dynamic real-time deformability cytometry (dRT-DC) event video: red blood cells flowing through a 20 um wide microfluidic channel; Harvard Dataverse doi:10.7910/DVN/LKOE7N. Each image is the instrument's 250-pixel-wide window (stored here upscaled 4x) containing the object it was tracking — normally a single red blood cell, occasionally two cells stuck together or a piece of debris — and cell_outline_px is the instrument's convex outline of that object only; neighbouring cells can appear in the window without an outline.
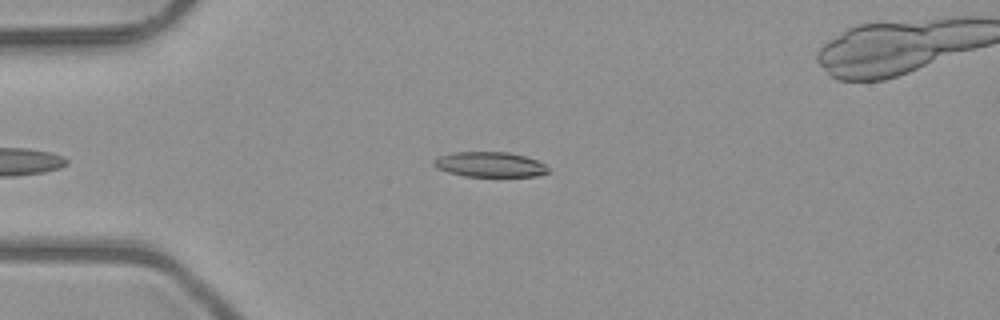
{"species": "common noctule bat (a hibernating species)", "species_latin": "Nyctalus noctula", "temperature_condition": "room temperature", "stored_images_in_passage": 2, "camera_frame_rate_fps": 3000, "um_per_image_px": 0.085, "animal": {"sex": "male", "body_mass_g": 23.1, "forearm_length_mm": 52.7}, "frame": {"image": 1, "passage_image": 1, "time_ms": 0.0, "image_size_px": [1000, 320], "cell_outline_px": [[548, 172], [536, 176], [464, 176], [448, 172], [436, 168], [432, 164], [432, 160], [440, 156], [452, 152], [508, 152], [524, 156], [536, 160], [544, 164], [548, 168]], "centroid_in_image_um": [41.59, 13.98], "position_along_channel_um": 43.4, "area_um2": 16.65}}